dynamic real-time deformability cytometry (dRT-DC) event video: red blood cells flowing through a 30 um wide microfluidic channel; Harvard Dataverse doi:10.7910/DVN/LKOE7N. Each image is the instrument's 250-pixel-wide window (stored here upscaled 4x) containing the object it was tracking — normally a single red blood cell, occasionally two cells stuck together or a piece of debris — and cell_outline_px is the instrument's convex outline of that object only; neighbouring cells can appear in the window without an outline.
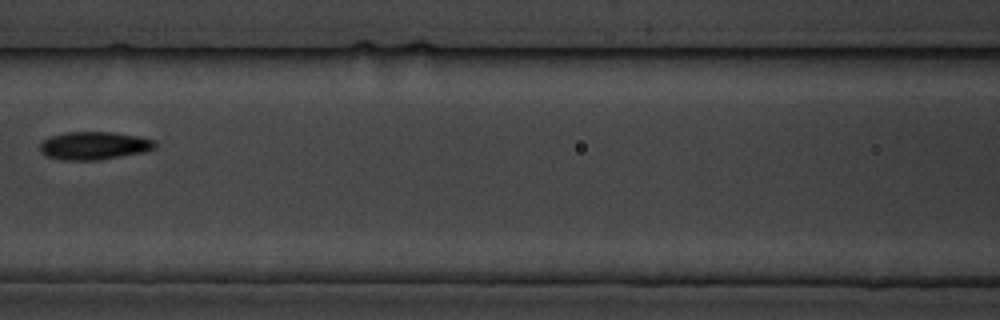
{"species": "common noctule bat (a hibernating species)", "species_latin": "Nyctalus noctula", "temperature_condition": "cold", "stored_images_in_passage": 5, "camera_frame_rate_fps": 3000, "um_per_image_px": 0.085, "animal": {"sex": "male", "body_mass_g": 19.5, "forearm_length_mm": 54.6}, "frame": {"image": 1, "passage_image": 5, "time_ms": 4.667, "image_size_px": [1000, 320], "cell_outline_px": [[156, 148], [144, 152], [100, 160], [64, 160], [48, 156], [40, 152], [40, 140], [64, 132], [112, 132], [136, 136], [156, 140]], "centroid_in_image_um": [7.99, 12.38], "position_along_channel_um": 158.6, "area_um2": 18.84}}